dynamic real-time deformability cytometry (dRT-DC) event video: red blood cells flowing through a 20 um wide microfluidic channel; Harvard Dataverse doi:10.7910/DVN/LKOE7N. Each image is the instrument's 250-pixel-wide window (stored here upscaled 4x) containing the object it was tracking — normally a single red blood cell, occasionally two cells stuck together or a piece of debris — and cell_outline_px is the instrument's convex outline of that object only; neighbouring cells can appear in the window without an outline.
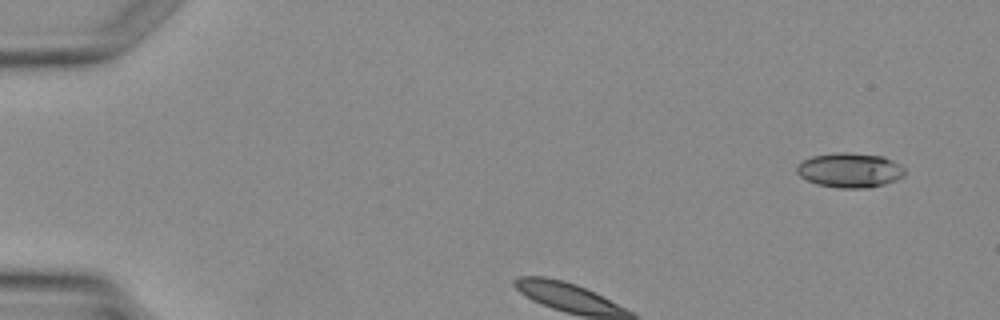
{"species": "Egyptian fruit bat (a non-hibernating species)", "species_latin": "Rousettus aegyptiacus", "temperature_condition": "warm", "stored_images_in_passage": 3, "camera_frame_rate_fps": 3000, "um_per_image_px": 0.085, "animal": {"sex": "female"}, "frame": {"image": 1, "passage_image": 1, "time_ms": 0.0, "image_size_px": [1000, 320], "cell_outline_px": [[904, 176], [896, 180], [884, 184], [868, 188], [840, 188], [816, 184], [800, 176], [796, 172], [796, 168], [804, 160], [812, 156], [836, 152], [848, 152], [884, 156], [900, 164], [904, 168]], "centroid_in_image_um": [72.25, 14.46], "position_along_channel_um": 12.7, "area_um2": 21.85}}
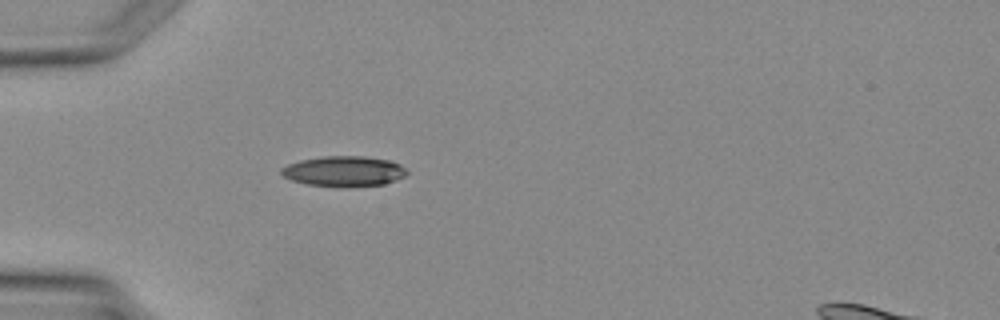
{"frame": {"image": 2, "passage_image": 3, "time_ms": 3.333, "image_size_px": [1000, 320], "cell_outline_px": [[408, 172], [404, 176], [396, 180], [384, 184], [348, 188], [308, 184], [292, 180], [284, 176], [280, 172], [280, 168], [288, 164], [300, 160], [324, 156], [364, 156], [388, 160], [400, 164]], "centroid_in_image_um": [29.23, 14.56], "position_along_channel_um": 55.8, "area_um2": 22.31}}